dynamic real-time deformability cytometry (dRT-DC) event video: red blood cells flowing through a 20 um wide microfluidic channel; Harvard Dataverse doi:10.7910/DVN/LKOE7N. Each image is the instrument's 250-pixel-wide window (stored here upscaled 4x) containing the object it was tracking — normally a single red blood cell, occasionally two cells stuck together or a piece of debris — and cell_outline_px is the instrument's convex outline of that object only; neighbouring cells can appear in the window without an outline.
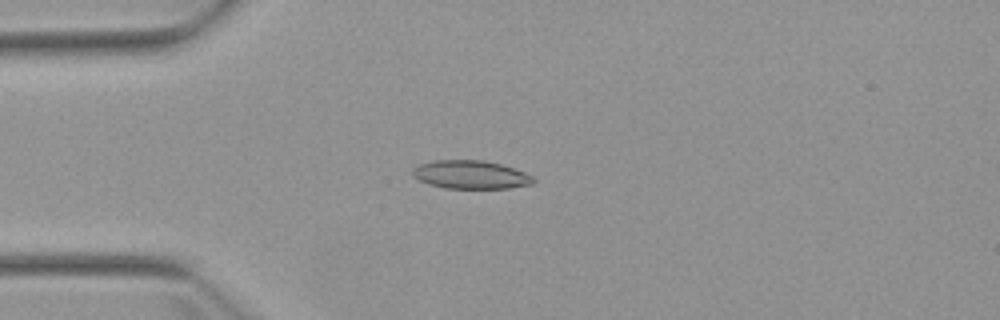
{"species": "Egyptian fruit bat (a non-hibernating species)", "species_latin": "Rousettus aegyptiacus", "temperature_condition": "warm", "stored_images_in_passage": 7, "camera_frame_rate_fps": 3000, "um_per_image_px": 0.085, "animal": {"sex": "female"}, "frame": {"image": 1, "passage_image": 4, "time_ms": 3.667, "image_size_px": [1000, 320], "cell_outline_px": [[536, 180], [532, 184], [508, 188], [444, 188], [428, 184], [412, 176], [412, 168], [420, 164], [432, 160], [480, 160], [500, 164], [524, 172], [532, 176]], "centroid_in_image_um": [39.97, 14.85], "position_along_channel_um": 45.0, "area_um2": 19.88}}
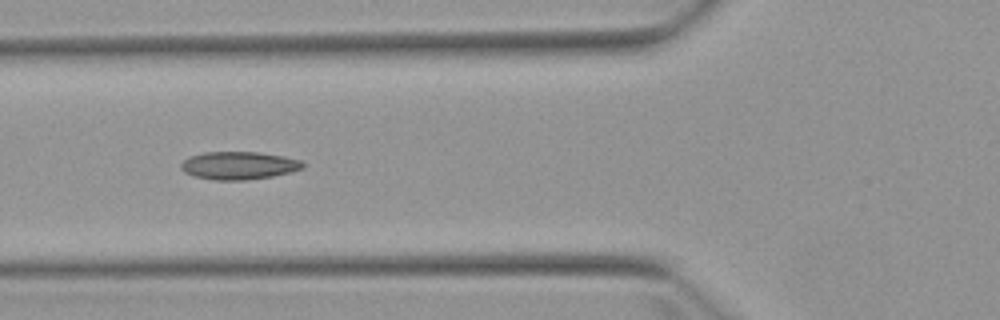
{"frame": {"image": 2, "passage_image": 6, "time_ms": 5.667, "image_size_px": [1000, 320], "cell_outline_px": [[304, 168], [292, 172], [272, 176], [248, 180], [216, 180], [192, 176], [184, 172], [180, 168], [180, 164], [188, 156], [204, 152], [256, 152], [284, 156], [300, 160], [304, 164]], "centroid_in_image_um": [20.28, 14.07], "position_along_channel_um": 105.5, "area_um2": 19.94}}
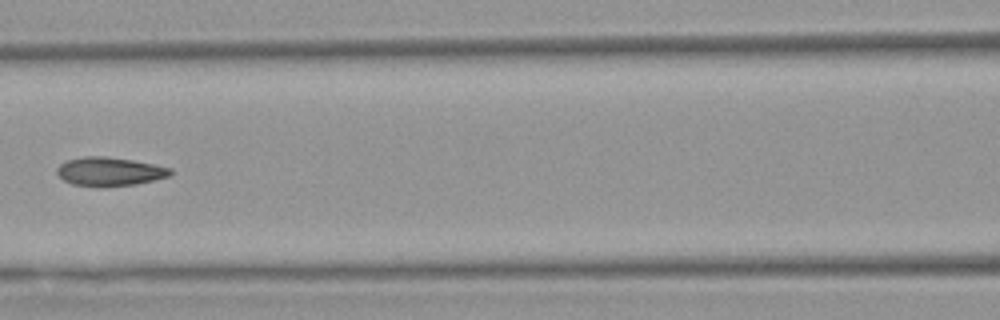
{"frame": {"image": 3, "passage_image": 7, "time_ms": 7.0, "image_size_px": [1000, 320], "cell_outline_px": [[172, 172], [168, 176], [136, 184], [72, 184], [64, 180], [56, 172], [56, 168], [60, 164], [68, 160], [84, 156], [104, 156], [132, 160], [172, 168]], "centroid_in_image_um": [9.31, 14.53], "position_along_channel_um": 157.3, "area_um2": 18.09}}